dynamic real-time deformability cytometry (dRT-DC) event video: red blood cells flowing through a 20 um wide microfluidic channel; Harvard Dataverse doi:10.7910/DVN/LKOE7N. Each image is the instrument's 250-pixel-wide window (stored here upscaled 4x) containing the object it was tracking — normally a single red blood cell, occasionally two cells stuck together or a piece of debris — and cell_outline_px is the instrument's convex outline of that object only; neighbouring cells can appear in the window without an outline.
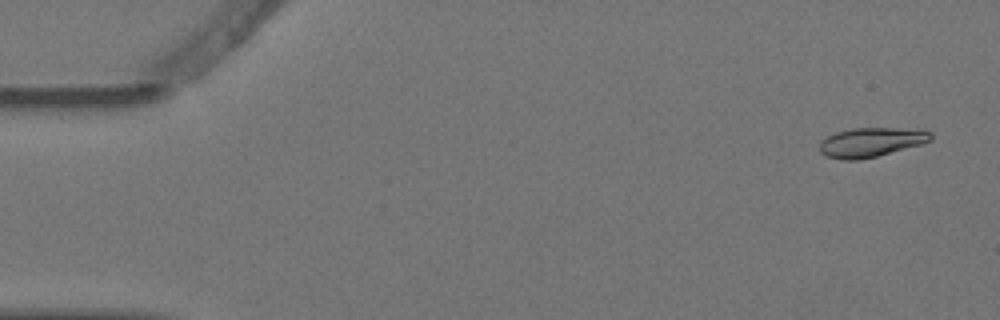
{"species": "Egyptian fruit bat (a non-hibernating species)", "species_latin": "Rousettus aegyptiacus", "temperature_condition": "warm", "stored_images_in_passage": 3, "camera_frame_rate_fps": 3000, "um_per_image_px": 0.085, "animal": {"sex": "female"}, "frame": {"image": 1, "passage_image": 1, "time_ms": 0.0, "image_size_px": [1000, 320], "cell_outline_px": [[932, 140], [920, 144], [876, 156], [860, 160], [844, 160], [828, 156], [820, 152], [820, 144], [828, 136], [836, 132], [852, 128], [896, 128], [932, 132]], "centroid_in_image_um": [74.02, 12.09], "position_along_channel_um": 11.0, "area_um2": 18.55}}
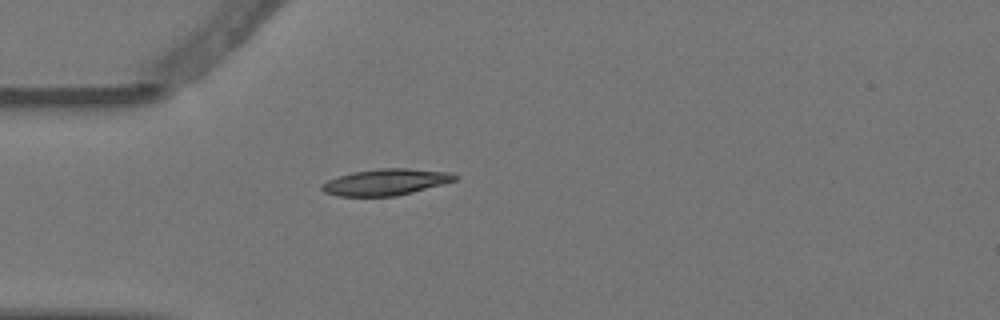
{"frame": {"image": 2, "passage_image": 3, "time_ms": 0.667, "image_size_px": [1000, 320], "cell_outline_px": [[460, 176], [456, 180], [444, 184], [396, 196], [336, 196], [324, 192], [320, 188], [320, 184], [328, 180], [352, 172], [380, 168], [408, 168], [452, 172]], "centroid_in_image_um": [32.82, 15.47], "position_along_channel_um": 52.2, "area_um2": 20.58}}